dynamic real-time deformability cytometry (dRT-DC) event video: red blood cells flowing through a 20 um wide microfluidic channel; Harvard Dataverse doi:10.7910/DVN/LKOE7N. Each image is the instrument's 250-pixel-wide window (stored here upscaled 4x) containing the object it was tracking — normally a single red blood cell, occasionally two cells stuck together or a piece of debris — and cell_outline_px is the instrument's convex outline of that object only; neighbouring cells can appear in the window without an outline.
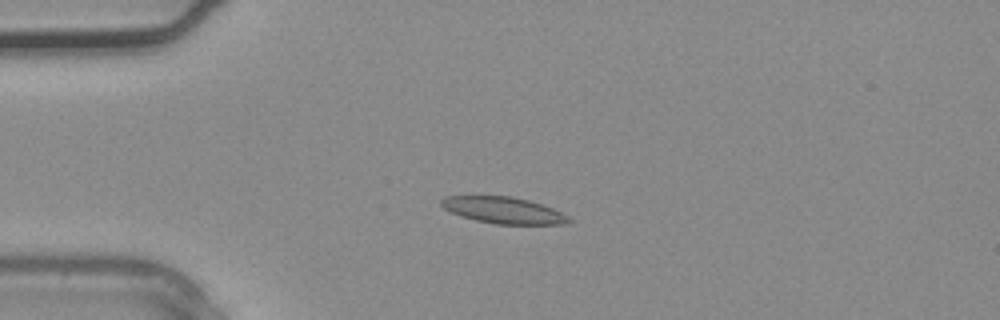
{"species": "common noctule bat (a hibernating species)", "species_latin": "Nyctalus noctula", "temperature_condition": "warm", "stored_images_in_passage": 1, "camera_frame_rate_fps": 3000, "um_per_image_px": 0.085, "animal": {"sex": "male", "body_mass_g": 20.4}, "frame": {"image": 1, "passage_image": 1, "time_ms": 0.0, "image_size_px": [1000, 320], "cell_outline_px": [[572, 220], [568, 224], [496, 224], [476, 220], [460, 216], [444, 208], [440, 204], [440, 200], [444, 196], [512, 196], [528, 200], [552, 208], [568, 216]], "centroid_in_image_um": [42.78, 17.87], "position_along_channel_um": 42.2, "area_um2": 19.59}}